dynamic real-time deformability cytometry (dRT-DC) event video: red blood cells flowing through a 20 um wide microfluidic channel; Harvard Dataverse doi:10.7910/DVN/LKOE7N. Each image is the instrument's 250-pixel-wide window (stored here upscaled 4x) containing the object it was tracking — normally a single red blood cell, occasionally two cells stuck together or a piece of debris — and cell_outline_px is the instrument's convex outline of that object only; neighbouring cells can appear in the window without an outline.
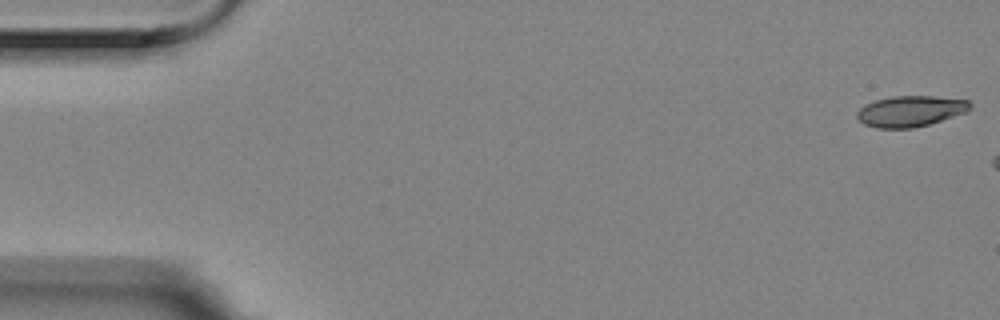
{"species": "Egyptian fruit bat (a non-hibernating species)", "species_latin": "Rousettus aegyptiacus", "temperature_condition": "room temperature", "stored_images_in_passage": 3, "camera_frame_rate_fps": 3000, "um_per_image_px": 0.085, "animal": {"sex": "female"}, "frame": {"image": 1, "passage_image": 1, "time_ms": 0.0, "image_size_px": [1000, 320], "cell_outline_px": [[972, 104], [968, 112], [928, 124], [912, 128], [876, 128], [864, 124], [856, 116], [856, 112], [864, 104], [876, 100], [892, 96], [932, 96], [968, 100]], "centroid_in_image_um": [77.38, 9.44], "position_along_channel_um": 7.6, "area_um2": 20.35}}